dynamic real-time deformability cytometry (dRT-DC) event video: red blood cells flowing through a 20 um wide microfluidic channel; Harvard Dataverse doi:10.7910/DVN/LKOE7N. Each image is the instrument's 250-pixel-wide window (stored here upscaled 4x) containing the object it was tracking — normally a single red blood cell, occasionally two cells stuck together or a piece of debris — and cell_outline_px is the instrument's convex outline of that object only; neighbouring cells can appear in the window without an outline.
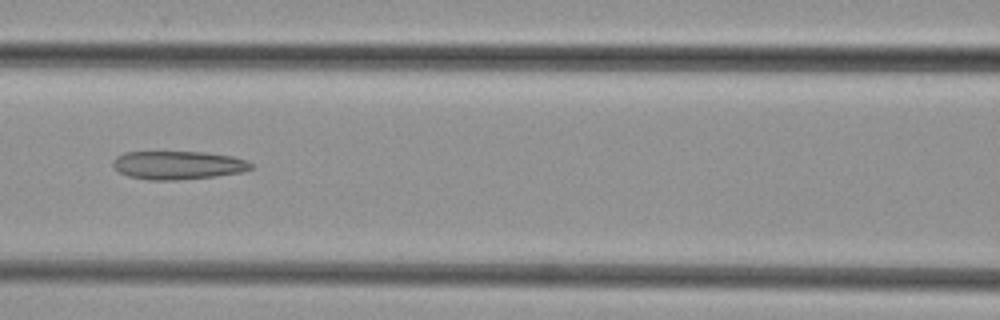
{"species": "common noctule bat (a hibernating species)", "species_latin": "Nyctalus noctula", "temperature_condition": "cold", "stored_images_in_passage": 42, "camera_frame_rate_fps": 3000, "um_per_image_px": 0.085, "animal": {"sex": "female", "body_mass_g": 29.2, "forearm_length_mm": 56.3}, "frame": {"image": 1, "passage_image": 20, "time_ms": 6.333, "image_size_px": [1000, 320], "cell_outline_px": [[252, 168], [240, 172], [216, 176], [180, 180], [148, 180], [128, 176], [120, 172], [112, 164], [112, 160], [116, 156], [124, 152], [204, 152], [232, 156], [244, 160], [252, 164]], "centroid_in_image_um": [15.09, 14.04], "position_along_channel_um": 151.5, "area_um2": 22.77}}
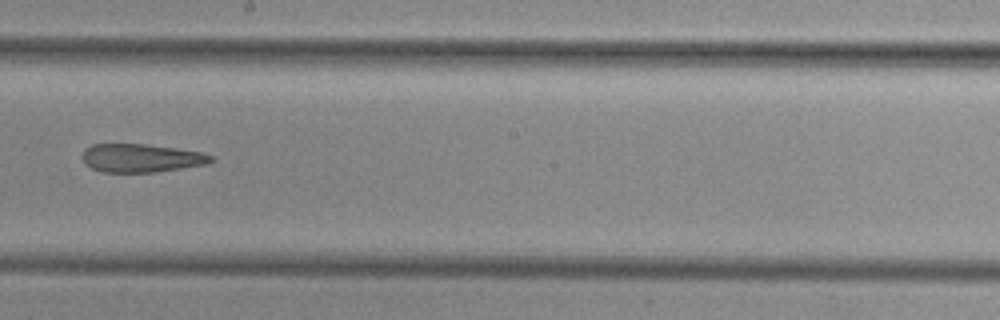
{"frame": {"image": 2, "passage_image": 26, "time_ms": 8.333, "image_size_px": [1000, 320], "cell_outline_px": [[216, 160], [208, 164], [156, 172], [104, 172], [92, 168], [84, 164], [80, 156], [84, 148], [92, 144], [144, 144], [200, 152], [212, 156]], "centroid_in_image_um": [11.95, 13.44], "position_along_channel_um": 236.2, "area_um2": 21.33}}
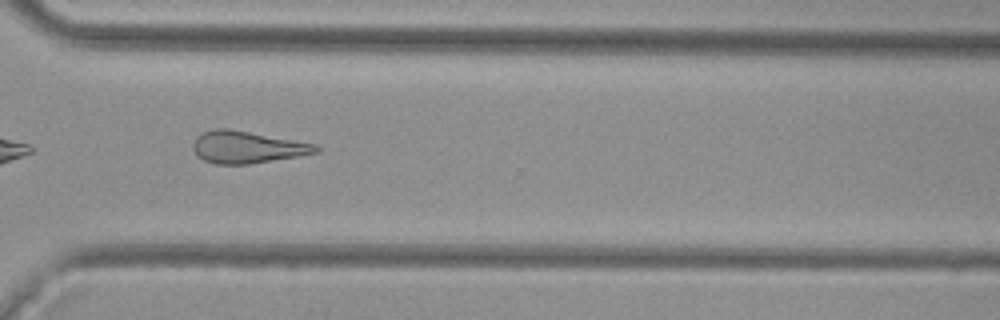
{"frame": {"image": 3, "passage_image": 34, "time_ms": 11.0, "image_size_px": [1000, 320], "cell_outline_px": [[320, 152], [248, 164], [216, 164], [204, 160], [192, 148], [192, 144], [196, 136], [200, 132], [212, 128], [228, 128], [316, 144], [320, 148]], "centroid_in_image_um": [20.97, 12.49], "position_along_channel_um": 349.6, "area_um2": 22.83}}